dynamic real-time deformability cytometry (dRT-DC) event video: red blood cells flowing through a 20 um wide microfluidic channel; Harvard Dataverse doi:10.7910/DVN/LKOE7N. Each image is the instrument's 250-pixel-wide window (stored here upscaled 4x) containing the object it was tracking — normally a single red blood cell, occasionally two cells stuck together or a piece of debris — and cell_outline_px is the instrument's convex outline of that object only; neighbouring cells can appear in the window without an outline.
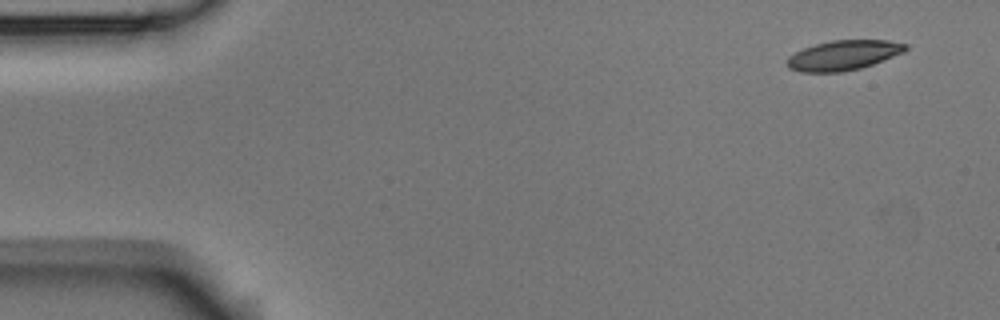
{"species": "Egyptian fruit bat (a non-hibernating species)", "species_latin": "Rousettus aegyptiacus", "temperature_condition": "room temperature", "stored_images_in_passage": 7, "camera_frame_rate_fps": 3000, "um_per_image_px": 0.085, "animal": {"sex": "male"}, "frame": {"image": 1, "passage_image": 1, "time_ms": 0.0, "image_size_px": [1000, 320], "cell_outline_px": [[908, 48], [904, 52], [872, 64], [860, 68], [840, 72], [800, 72], [788, 68], [784, 64], [788, 56], [804, 48], [816, 44], [832, 40], [888, 40], [908, 44]], "centroid_in_image_um": [71.66, 4.7], "position_along_channel_um": 13.3, "area_um2": 20.63}}
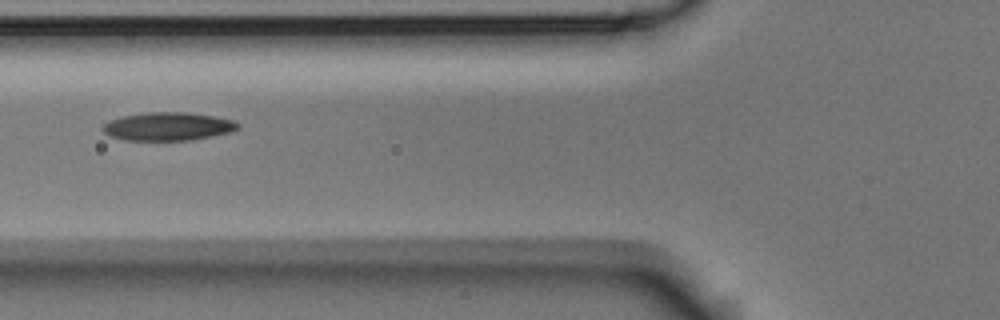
{"frame": {"image": 2, "passage_image": 6, "time_ms": 1.667, "image_size_px": [1000, 320], "cell_outline_px": [[240, 128], [232, 132], [192, 140], [124, 140], [112, 136], [104, 132], [100, 128], [108, 120], [120, 116], [148, 112], [188, 112], [212, 116], [232, 120], [240, 124]], "centroid_in_image_um": [14.27, 10.74], "position_along_channel_um": 111.5, "area_um2": 22.37}}
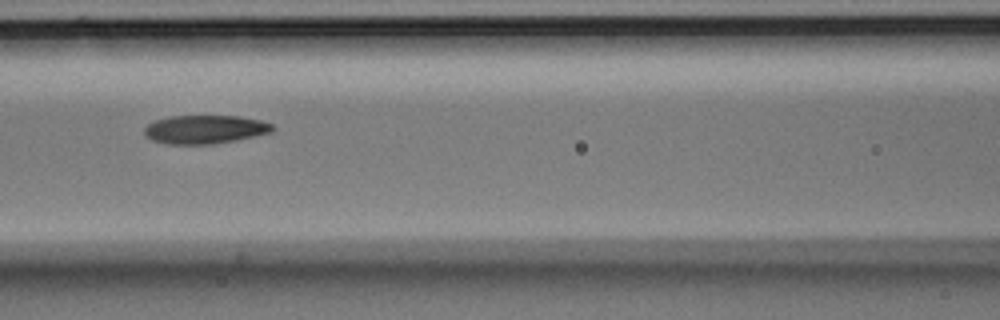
{"frame": {"image": 3, "passage_image": 7, "time_ms": 2.0, "image_size_px": [1000, 320], "cell_outline_px": [[276, 128], [272, 132], [256, 136], [236, 140], [212, 144], [164, 144], [152, 140], [144, 136], [144, 128], [148, 124], [156, 120], [168, 116], [240, 116], [260, 120], [272, 124]], "centroid_in_image_um": [17.42, 11.0], "position_along_channel_um": 149.2, "area_um2": 21.5}}